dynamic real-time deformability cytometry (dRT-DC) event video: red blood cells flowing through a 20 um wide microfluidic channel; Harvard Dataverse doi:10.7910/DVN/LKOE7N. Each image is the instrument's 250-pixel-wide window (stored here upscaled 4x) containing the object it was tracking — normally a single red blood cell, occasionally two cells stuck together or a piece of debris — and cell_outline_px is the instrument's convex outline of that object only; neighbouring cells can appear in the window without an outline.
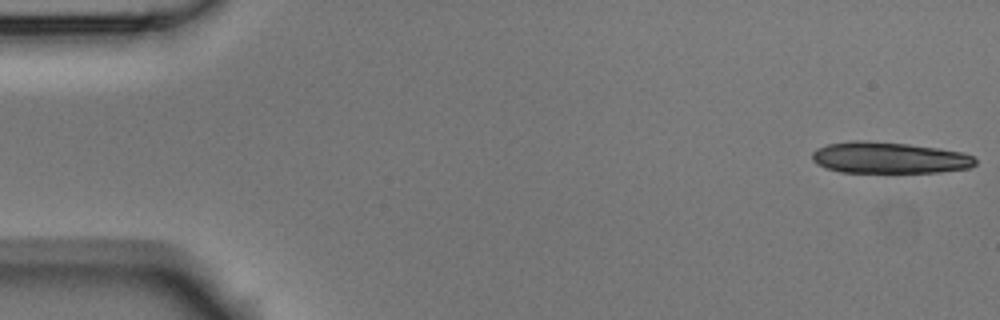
{"species": "Egyptian fruit bat (a non-hibernating species)", "species_latin": "Rousettus aegyptiacus", "temperature_condition": "room temperature", "stored_images_in_passage": 6, "camera_frame_rate_fps": 3000, "um_per_image_px": 0.085, "animal": {"sex": "male"}, "frame": {"image": 1, "passage_image": 1, "time_ms": 0.0, "image_size_px": [1000, 320], "cell_outline_px": [[976, 164], [968, 168], [940, 172], [840, 172], [824, 168], [816, 164], [812, 160], [812, 152], [816, 148], [828, 144], [852, 140], [860, 140], [908, 144], [940, 148], [960, 152], [972, 156], [976, 160]], "centroid_in_image_um": [75.53, 13.41], "position_along_channel_um": 9.5, "area_um2": 29.88}}